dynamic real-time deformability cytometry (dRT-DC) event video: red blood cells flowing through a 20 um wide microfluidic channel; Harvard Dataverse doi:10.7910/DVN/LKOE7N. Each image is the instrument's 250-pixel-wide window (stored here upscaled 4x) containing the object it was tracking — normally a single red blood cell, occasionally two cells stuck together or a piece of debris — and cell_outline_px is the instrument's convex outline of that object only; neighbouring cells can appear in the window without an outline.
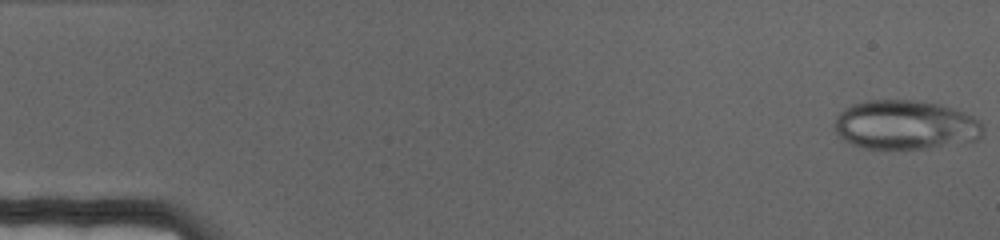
{"species": "human", "species_latin": "Homo sapiens", "temperature_condition": "cold", "stored_images_in_passage": 70, "camera_frame_rate_fps": 3000, "um_per_image_px": 0.085, "donor": {"sex": "female"}, "frame": {"image": 1, "passage_image": 1, "time_ms": 0.0, "image_size_px": [1000, 240], "cell_outline_px": [[984, 132], [976, 140], [928, 148], [864, 148], [852, 144], [844, 140], [836, 132], [832, 124], [836, 116], [840, 112], [852, 104], [868, 100], [912, 100], [940, 104], [964, 112], [980, 120], [984, 124]], "centroid_in_image_um": [76.95, 10.61], "position_along_channel_um": 8.0, "area_um2": 42.66}}
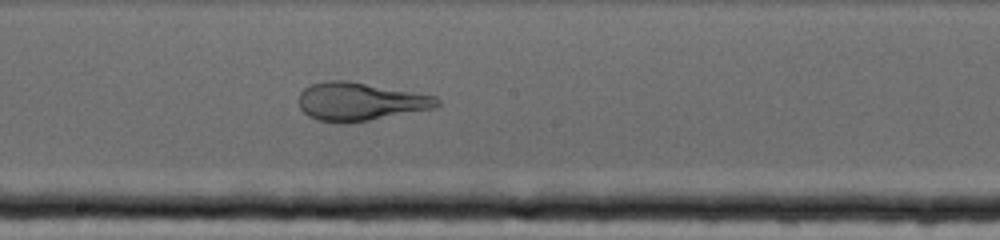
{"frame": {"image": 2, "passage_image": 38, "time_ms": 12.333, "image_size_px": [1000, 240], "cell_outline_px": [[440, 104], [436, 108], [348, 124], [340, 124], [316, 120], [308, 116], [300, 108], [300, 92], [304, 88], [312, 84], [324, 80], [348, 80], [436, 96], [440, 100]], "centroid_in_image_um": [30.6, 8.64], "position_along_channel_um": 217.6, "area_um2": 31.1}}
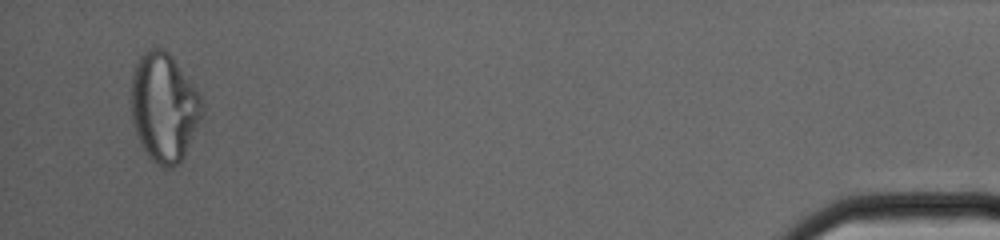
{"frame": {"image": 3, "passage_image": 67, "time_ms": 22.0, "image_size_px": [1000, 240], "cell_outline_px": [[204, 112], [184, 156], [172, 168], [164, 168], [156, 164], [144, 152], [140, 144], [132, 124], [132, 72], [140, 56], [148, 48], [164, 48], [172, 56], [196, 88], [200, 96]], "centroid_in_image_um": [13.93, 9.13], "position_along_channel_um": 421.3, "area_um2": 45.03}}